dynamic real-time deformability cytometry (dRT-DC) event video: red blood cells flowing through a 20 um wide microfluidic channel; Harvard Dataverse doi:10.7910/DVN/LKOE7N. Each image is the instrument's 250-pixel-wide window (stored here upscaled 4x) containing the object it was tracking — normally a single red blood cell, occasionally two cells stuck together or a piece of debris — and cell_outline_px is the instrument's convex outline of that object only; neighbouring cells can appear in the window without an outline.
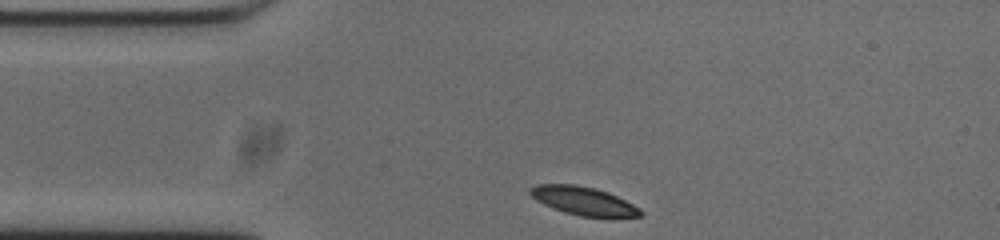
{"species": "common noctule bat (a hibernating species)", "species_latin": "Nyctalus noctula", "temperature_condition": "cold", "stored_images_in_passage": 34, "camera_frame_rate_fps": 3000, "um_per_image_px": 0.085, "animal": {"sex": "male", "body_mass_g": 20.0, "forearm_length_mm": 53.3}, "frame": {"image": 1, "passage_image": 1, "time_ms": 0.0, "image_size_px": [1000, 240], "cell_outline_px": [[644, 212], [640, 216], [580, 216], [564, 212], [552, 208], [536, 200], [528, 192], [528, 188], [536, 184], [572, 184], [596, 188], [608, 192], [640, 208]], "centroid_in_image_um": [49.54, 17.05], "position_along_channel_um": 35.5, "area_um2": 18.03}}
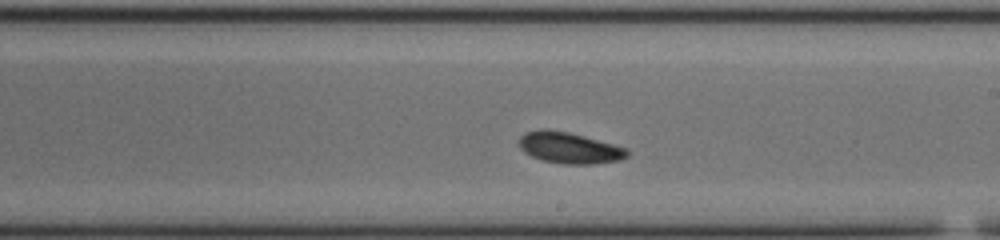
{"frame": {"image": 2, "passage_image": 20, "time_ms": 6.333, "image_size_px": [1000, 240], "cell_outline_px": [[628, 156], [620, 160], [592, 164], [564, 164], [540, 160], [524, 152], [516, 144], [516, 140], [524, 132], [544, 128], [568, 132], [584, 136], [612, 144], [624, 148], [628, 152]], "centroid_in_image_um": [48.3, 12.56], "position_along_channel_um": 240.7, "area_um2": 19.77}}
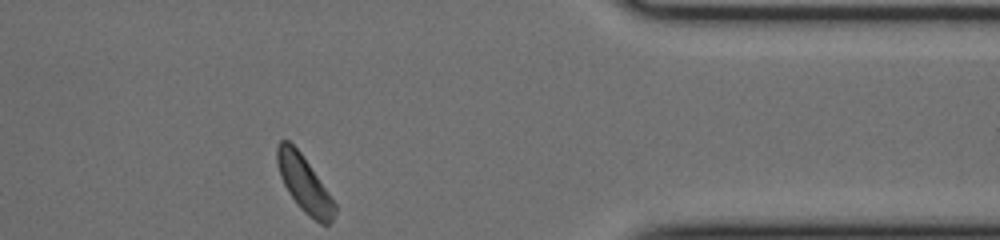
{"frame": {"image": 3, "passage_image": 34, "time_ms": 11.0, "image_size_px": [1000, 240], "cell_outline_px": [[336, 212], [332, 220], [328, 224], [320, 224], [308, 216], [296, 204], [288, 192], [280, 176], [276, 160], [276, 148], [280, 140], [288, 140], [300, 152], [328, 192], [336, 204]], "centroid_in_image_um": [25.85, 15.65], "position_along_channel_um": 385.6, "area_um2": 18.67}, "authors_computed_cell_mechanics": {"area_um2": 18.9873, "velocity_mm_per_s": 3.6591, "shape_relaxation_time_tau1_ms": 2.778, "shape_relaxation_time_tau2_ms": null, "deformation_change_tau1": 0.1082, "deformation_change_tau2": null}}